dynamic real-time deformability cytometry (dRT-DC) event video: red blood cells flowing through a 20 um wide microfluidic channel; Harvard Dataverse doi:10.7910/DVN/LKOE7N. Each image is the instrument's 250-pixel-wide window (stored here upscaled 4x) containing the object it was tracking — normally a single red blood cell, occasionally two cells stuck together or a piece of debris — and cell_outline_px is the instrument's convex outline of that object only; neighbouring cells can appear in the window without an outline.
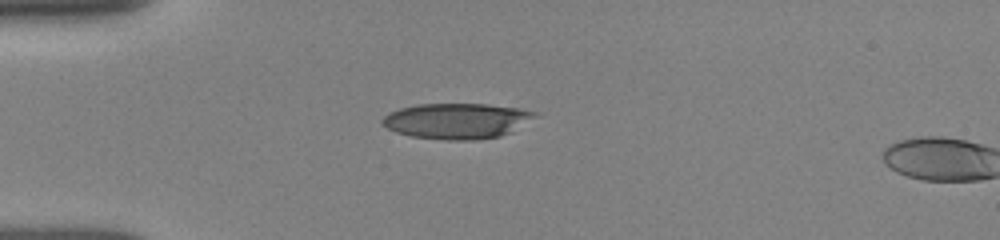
{"species": "human", "species_latin": "Homo sapiens", "temperature_condition": "room temperature", "stored_images_in_passage": 3, "camera_frame_rate_fps": 3000, "um_per_image_px": 0.085, "donor": {"sex": "female"}, "frame": {"image": 1, "passage_image": 1, "time_ms": 0.0, "image_size_px": [1000, 240], "cell_outline_px": [[536, 116], [512, 132], [500, 136], [476, 140], [448, 140], [412, 136], [396, 132], [380, 124], [380, 120], [388, 112], [400, 108], [420, 104], [484, 104], [516, 108], [532, 112]], "centroid_in_image_um": [38.76, 10.28], "position_along_channel_um": 46.2, "area_um2": 31.39}}